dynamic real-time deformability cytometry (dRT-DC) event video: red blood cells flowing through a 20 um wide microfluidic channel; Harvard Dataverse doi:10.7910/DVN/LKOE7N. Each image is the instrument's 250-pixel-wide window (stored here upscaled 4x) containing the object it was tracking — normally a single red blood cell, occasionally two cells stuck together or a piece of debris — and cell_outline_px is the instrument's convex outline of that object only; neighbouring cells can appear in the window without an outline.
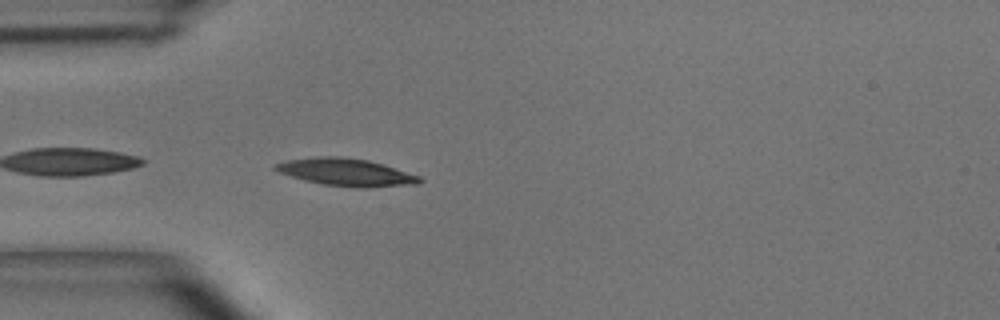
{"species": "common noctule bat (a hibernating species)", "species_latin": "Nyctalus noctula", "temperature_condition": "room temperature", "stored_images_in_passage": 8, "camera_frame_rate_fps": 3000, "um_per_image_px": 0.085, "animal": {"sex": "male", "body_mass_g": 15.6}, "frame": {"image": 1, "passage_image": 1, "time_ms": 0.0, "image_size_px": [1000, 320], "cell_outline_px": [[424, 180], [420, 184], [368, 188], [356, 188], [324, 184], [304, 180], [280, 172], [272, 168], [276, 164], [288, 160], [316, 156], [340, 156], [368, 160], [384, 164], [420, 176]], "centroid_in_image_um": [29.49, 14.64], "position_along_channel_um": 55.5, "area_um2": 23.18}}
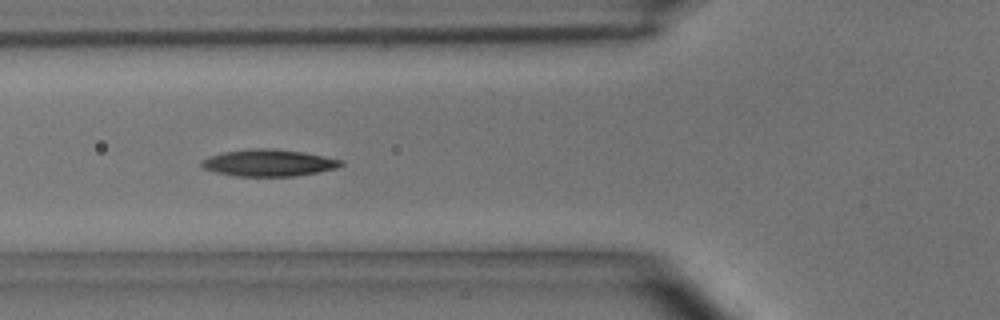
{"frame": {"image": 2, "passage_image": 5, "time_ms": 1.333, "image_size_px": [1000, 320], "cell_outline_px": [[344, 164], [336, 168], [320, 172], [296, 176], [236, 176], [216, 172], [204, 168], [200, 164], [200, 160], [224, 152], [248, 148], [272, 148], [304, 152], [344, 160]], "centroid_in_image_um": [22.87, 13.84], "position_along_channel_um": 102.9, "area_um2": 21.91}}